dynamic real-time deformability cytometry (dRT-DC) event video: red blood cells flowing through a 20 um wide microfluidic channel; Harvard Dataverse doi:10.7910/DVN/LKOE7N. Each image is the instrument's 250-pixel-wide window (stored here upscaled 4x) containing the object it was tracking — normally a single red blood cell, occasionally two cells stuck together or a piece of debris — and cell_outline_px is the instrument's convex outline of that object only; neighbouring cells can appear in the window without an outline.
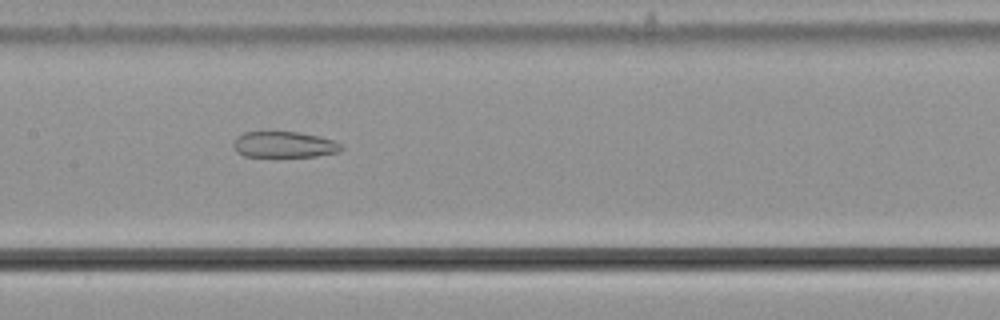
{"species": "common noctule bat (a hibernating species)", "species_latin": "Nyctalus noctula", "temperature_condition": "cold", "stored_images_in_passage": 30, "camera_frame_rate_fps": 3000, "um_per_image_px": 0.085, "animal": {"sex": "male", "body_mass_g": 21.5, "forearm_length_mm": 52.0}, "frame": {"image": 1, "passage_image": 21, "time_ms": 6.667, "image_size_px": [1000, 320], "cell_outline_px": [[344, 148], [340, 152], [316, 156], [244, 156], [236, 152], [232, 144], [236, 136], [244, 132], [276, 128], [300, 132], [320, 136], [332, 140], [340, 144]], "centroid_in_image_um": [24.1, 12.23], "position_along_channel_um": 183.3, "area_um2": 17.22}}
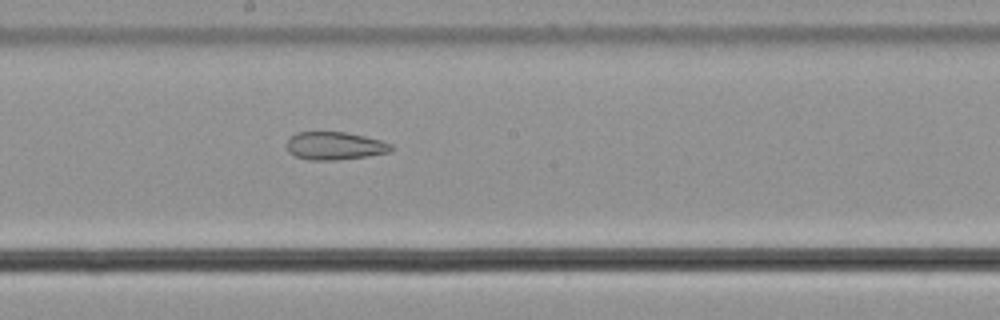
{"frame": {"image": 2, "passage_image": 24, "time_ms": 7.667, "image_size_px": [1000, 320], "cell_outline_px": [[392, 148], [388, 152], [368, 156], [336, 160], [308, 160], [296, 156], [288, 152], [288, 140], [296, 132], [344, 132], [364, 136], [380, 140], [392, 144]], "centroid_in_image_um": [28.45, 12.4], "position_along_channel_um": 219.8, "area_um2": 16.82}}
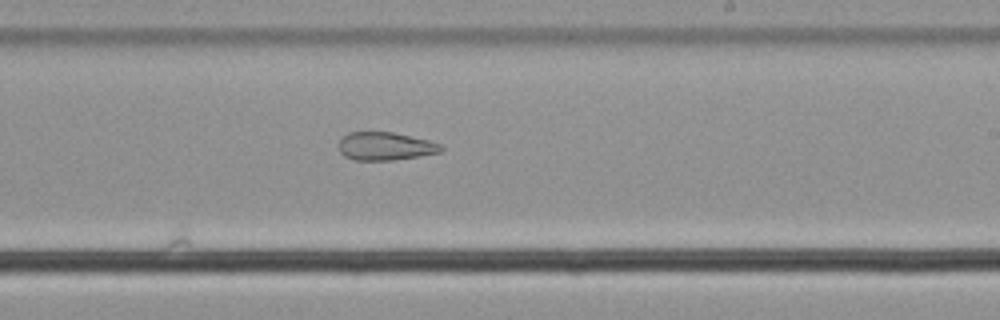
{"frame": {"image": 3, "passage_image": 27, "time_ms": 8.667, "image_size_px": [1000, 320], "cell_outline_px": [[444, 148], [440, 152], [392, 160], [356, 160], [344, 156], [340, 152], [336, 144], [348, 132], [392, 132], [428, 140], [440, 144]], "centroid_in_image_um": [32.7, 12.42], "position_along_channel_um": 256.3, "area_um2": 16.65}}